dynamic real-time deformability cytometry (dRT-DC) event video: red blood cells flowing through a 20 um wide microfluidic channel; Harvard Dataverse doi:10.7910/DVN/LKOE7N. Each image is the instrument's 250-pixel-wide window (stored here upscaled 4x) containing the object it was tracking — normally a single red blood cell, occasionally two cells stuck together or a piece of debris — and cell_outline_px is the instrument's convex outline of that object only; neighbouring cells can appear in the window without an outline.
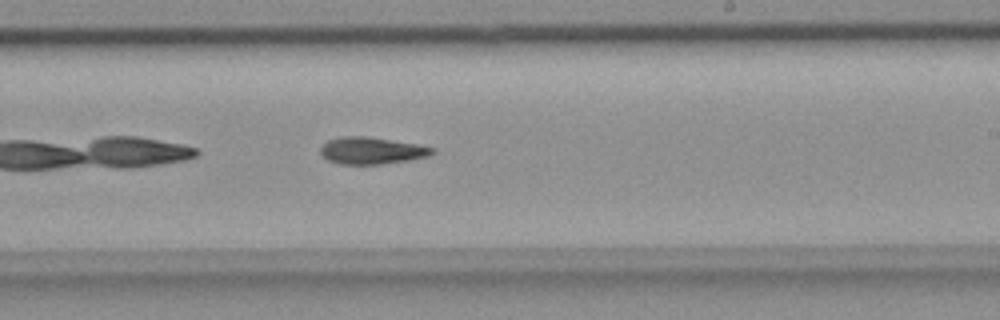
{"species": "common noctule bat (a hibernating species)", "species_latin": "Nyctalus noctula", "temperature_condition": "room temperature", "stored_images_in_passage": 39, "camera_frame_rate_fps": 3000, "um_per_image_px": 0.085, "animal": {"sex": "female", "body_mass_g": 18.4}, "frame": {"image": 1, "passage_image": 17, "time_ms": 5.333, "image_size_px": [1000, 320], "cell_outline_px": [[436, 152], [428, 156], [408, 160], [380, 164], [340, 164], [328, 160], [320, 152], [320, 148], [328, 140], [340, 136], [364, 136], [416, 144], [436, 148]], "centroid_in_image_um": [31.59, 12.8], "position_along_channel_um": 257.4, "area_um2": 17.4}}